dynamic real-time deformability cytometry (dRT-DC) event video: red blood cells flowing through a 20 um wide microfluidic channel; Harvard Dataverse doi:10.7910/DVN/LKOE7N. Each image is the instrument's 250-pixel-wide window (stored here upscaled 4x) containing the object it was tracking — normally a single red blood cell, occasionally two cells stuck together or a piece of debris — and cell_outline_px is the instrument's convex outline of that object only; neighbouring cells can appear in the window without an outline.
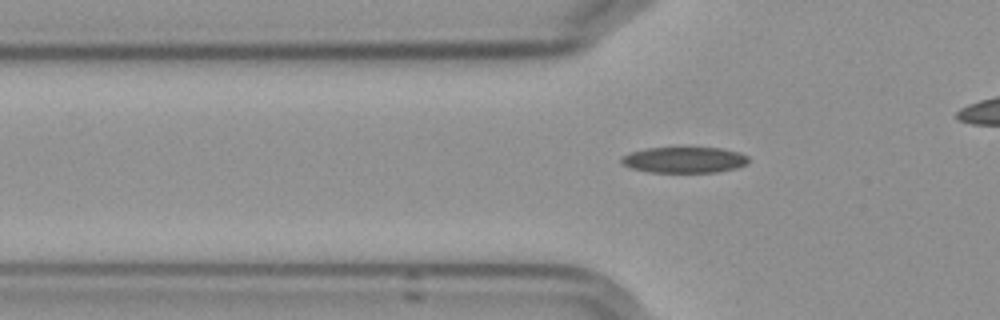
{"species": "Egyptian fruit bat (a non-hibernating species)", "species_latin": "Rousettus aegyptiacus", "temperature_condition": "cold", "stored_images_in_passage": 34, "camera_frame_rate_fps": 3000, "um_per_image_px": 0.085, "frame": {"image": 1, "passage_image": 6, "time_ms": 1.667, "image_size_px": [1000, 320], "cell_outline_px": [[748, 160], [744, 164], [736, 168], [716, 172], [648, 172], [632, 168], [624, 164], [620, 160], [628, 152], [644, 148], [720, 148], [740, 152], [748, 156]], "centroid_in_image_um": [58.15, 13.58], "position_along_channel_um": 67.7, "area_um2": 19.07}}
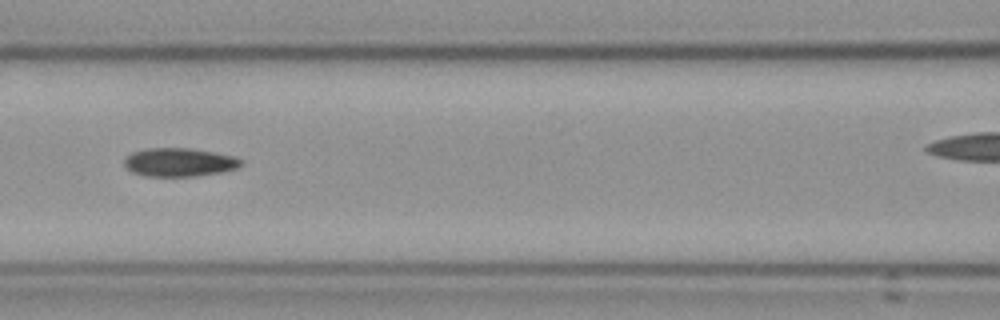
{"frame": {"image": 2, "passage_image": 13, "time_ms": 4.0, "image_size_px": [1000, 320], "cell_outline_px": [[244, 164], [236, 168], [220, 172], [192, 176], [144, 176], [132, 172], [124, 164], [124, 160], [132, 152], [148, 148], [188, 148], [236, 156]], "centroid_in_image_um": [15.23, 13.79], "position_along_channel_um": 151.4, "area_um2": 19.19}}
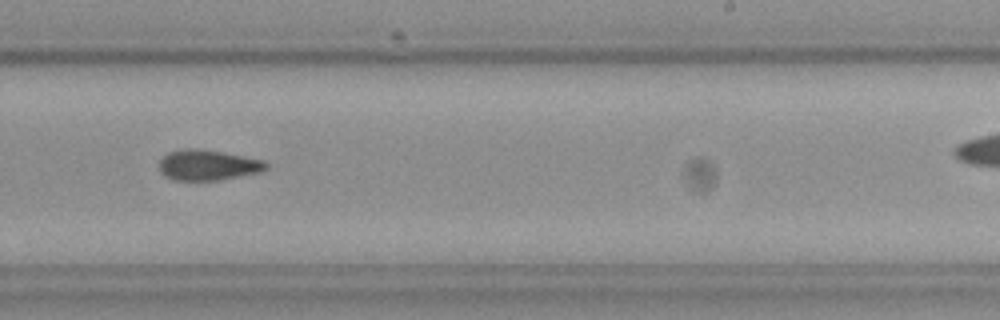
{"frame": {"image": 3, "passage_image": 23, "time_ms": 7.333, "image_size_px": [1000, 320], "cell_outline_px": [[268, 168], [260, 172], [216, 180], [172, 180], [164, 176], [160, 172], [160, 160], [168, 152], [184, 148], [196, 148], [220, 152], [264, 160], [268, 164]], "centroid_in_image_um": [17.64, 14.03], "position_along_channel_um": 271.4, "area_um2": 18.84}}